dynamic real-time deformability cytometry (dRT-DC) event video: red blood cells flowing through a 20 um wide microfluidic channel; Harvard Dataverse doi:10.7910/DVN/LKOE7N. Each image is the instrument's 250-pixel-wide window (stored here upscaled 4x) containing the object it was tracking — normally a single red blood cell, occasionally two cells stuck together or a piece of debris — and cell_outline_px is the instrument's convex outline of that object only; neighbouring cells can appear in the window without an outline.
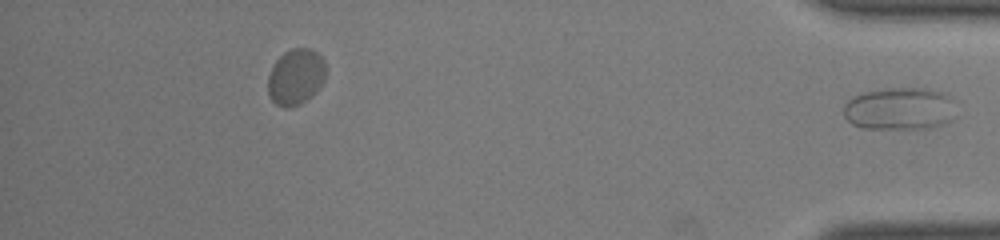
{"species": "common noctule bat (a hibernating species)", "species_latin": "Nyctalus noctula", "temperature_condition": "room temperature", "stored_images_in_passage": 40, "segment_of_instrument_passage": [2, 2], "camera_frame_rate_fps": 3000, "um_per_image_px": 0.085, "animal": {"sex": "male", "body_mass_g": 19.0, "forearm_length_mm": 50.8}, "frame": {"image": 1, "passage_image": 40, "time_ms": 13.0, "image_size_px": [1000, 240], "cell_outline_px": [[952, 120], [948, 124], [928, 128], [864, 128], [852, 124], [844, 116], [844, 104], [848, 100], [864, 92], [888, 88], [928, 88], [944, 92], [952, 96]], "centroid_in_image_um": [76.49, 9.23], "position_along_channel_um": 358.7, "area_um2": 27.86}}